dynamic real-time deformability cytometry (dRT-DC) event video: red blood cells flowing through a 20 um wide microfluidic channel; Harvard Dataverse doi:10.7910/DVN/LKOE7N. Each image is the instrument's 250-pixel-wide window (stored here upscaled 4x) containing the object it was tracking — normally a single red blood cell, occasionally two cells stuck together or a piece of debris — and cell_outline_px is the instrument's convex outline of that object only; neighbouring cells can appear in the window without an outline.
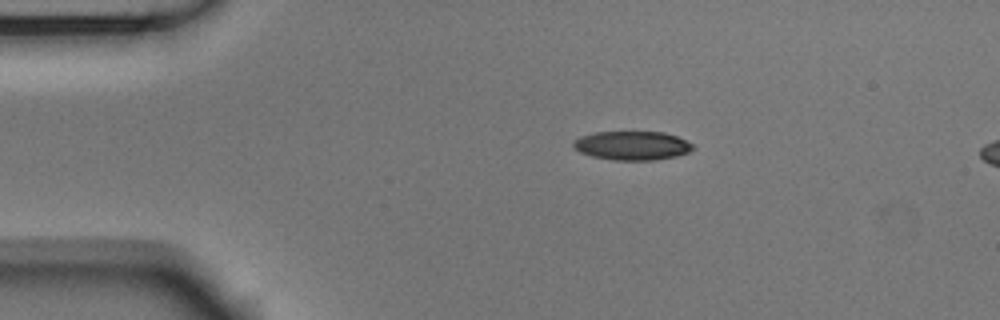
{"species": "Egyptian fruit bat (a non-hibernating species)", "species_latin": "Rousettus aegyptiacus", "temperature_condition": "room temperature", "stored_images_in_passage": 10, "camera_frame_rate_fps": 3000, "um_per_image_px": 0.085, "animal": {"sex": "male"}, "frame": {"image": 1, "passage_image": 4, "time_ms": 1.0, "image_size_px": [1000, 320], "cell_outline_px": [[692, 148], [688, 152], [676, 156], [652, 160], [612, 160], [592, 156], [580, 152], [572, 144], [572, 140], [580, 136], [596, 132], [664, 132], [676, 136], [692, 144]], "centroid_in_image_um": [53.68, 12.37], "position_along_channel_um": 31.3, "area_um2": 19.94}}